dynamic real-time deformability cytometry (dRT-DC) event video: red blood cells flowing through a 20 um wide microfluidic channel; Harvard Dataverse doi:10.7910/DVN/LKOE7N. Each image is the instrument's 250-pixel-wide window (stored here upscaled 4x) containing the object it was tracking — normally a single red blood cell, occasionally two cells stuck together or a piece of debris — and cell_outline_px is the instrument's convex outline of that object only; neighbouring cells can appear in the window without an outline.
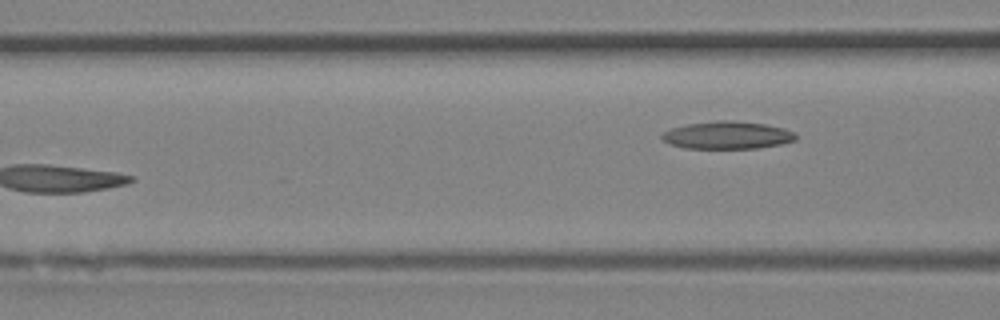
{"species": "Egyptian fruit bat (a non-hibernating species)", "species_latin": "Rousettus aegyptiacus", "temperature_condition": "room temperature", "stored_images_in_passage": 5, "camera_frame_rate_fps": 3000, "um_per_image_px": 0.085, "animal": {"sex": "female"}, "frame": {"image": 1, "passage_image": 5, "time_ms": 1.333, "image_size_px": [1000, 320], "cell_outline_px": [[796, 140], [780, 144], [756, 148], [684, 148], [668, 144], [660, 136], [664, 132], [672, 128], [688, 124], [716, 120], [732, 120], [764, 124], [784, 128], [792, 132], [796, 136]], "centroid_in_image_um": [61.8, 11.49], "position_along_channel_um": 104.8, "area_um2": 21.39}}